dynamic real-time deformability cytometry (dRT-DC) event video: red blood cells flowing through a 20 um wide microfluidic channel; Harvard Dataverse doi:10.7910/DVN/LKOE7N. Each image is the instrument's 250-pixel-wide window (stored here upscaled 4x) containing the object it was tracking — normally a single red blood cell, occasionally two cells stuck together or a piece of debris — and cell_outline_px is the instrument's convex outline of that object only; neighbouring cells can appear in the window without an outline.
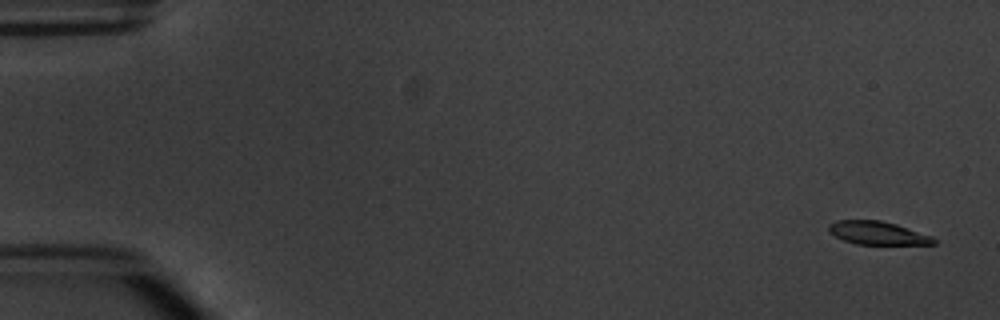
{"species": "common noctule bat (a hibernating species)", "species_latin": "Nyctalus noctula", "temperature_condition": "warm", "stored_images_in_passage": 4, "camera_frame_rate_fps": 3000, "um_per_image_px": 0.085, "animal": {"sex": "male", "body_mass_g": 20.1, "forearm_length_mm": 53.5}, "frame": {"image": 1, "passage_image": 1, "time_ms": 0.0, "image_size_px": [1000, 320], "cell_outline_px": [[936, 244], [856, 244], [844, 240], [836, 236], [828, 228], [828, 224], [836, 220], [880, 220], [896, 224], [932, 236], [936, 240]], "centroid_in_image_um": [74.61, 19.8], "position_along_channel_um": 10.4, "area_um2": 14.05}}
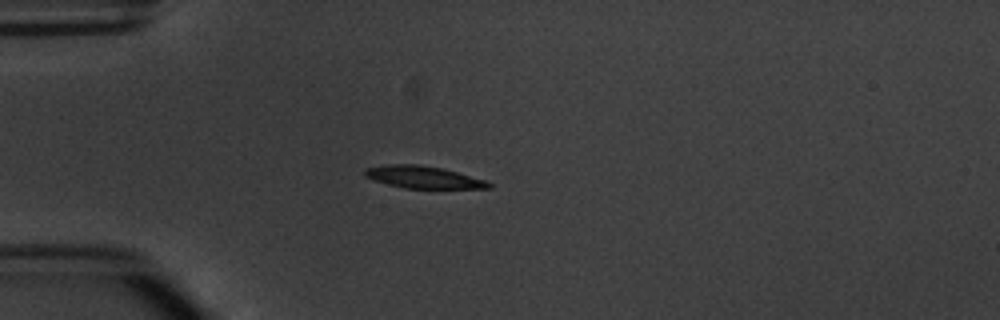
{"frame": {"image": 2, "passage_image": 4, "time_ms": 4.333, "image_size_px": [1000, 320], "cell_outline_px": [[492, 188], [404, 188], [388, 184], [364, 176], [364, 168], [392, 164], [416, 164], [440, 168], [456, 172], [484, 180], [492, 184]], "centroid_in_image_um": [35.95, 15.06], "position_along_channel_um": 49.0, "area_um2": 15.66}}